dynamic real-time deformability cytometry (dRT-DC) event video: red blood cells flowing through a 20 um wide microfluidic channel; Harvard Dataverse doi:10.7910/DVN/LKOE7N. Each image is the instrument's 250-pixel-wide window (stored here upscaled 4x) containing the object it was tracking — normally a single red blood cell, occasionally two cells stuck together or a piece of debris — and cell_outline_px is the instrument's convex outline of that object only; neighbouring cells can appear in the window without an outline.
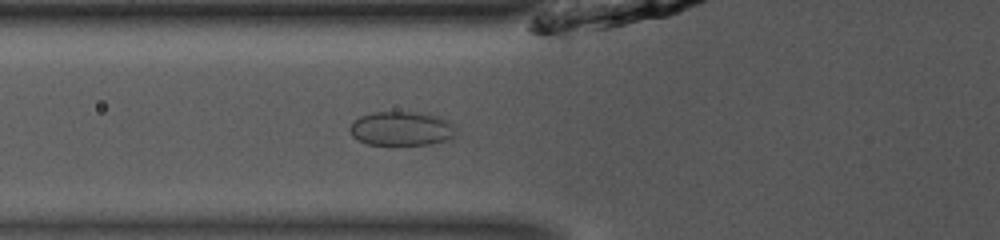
{"species": "common noctule bat (a hibernating species)", "species_latin": "Nyctalus noctula", "temperature_condition": "room temperature", "stored_images_in_passage": 35, "camera_frame_rate_fps": 3000, "um_per_image_px": 0.085, "animal": {"sex": "male", "body_mass_g": 13.0, "forearm_length_mm": 53.1}, "frame": {"image": 1, "passage_image": 4, "time_ms": 1.0, "image_size_px": [1000, 240], "cell_outline_px": [[456, 128], [452, 140], [428, 144], [368, 144], [352, 136], [348, 128], [360, 116], [372, 112], [412, 112], [440, 116], [448, 120]], "centroid_in_image_um": [34.16, 10.92], "position_along_channel_um": 91.6, "area_um2": 21.04}}
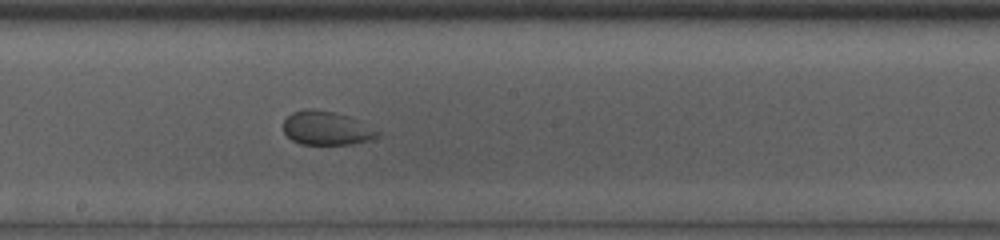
{"frame": {"image": 2, "passage_image": 14, "time_ms": 4.333, "image_size_px": [1000, 240], "cell_outline_px": [[380, 132], [376, 136], [368, 140], [352, 144], [300, 144], [292, 140], [284, 132], [284, 120], [292, 112], [308, 108], [332, 112], [348, 116]], "centroid_in_image_um": [27.69, 10.9], "position_along_channel_um": 220.5, "area_um2": 18.09}}
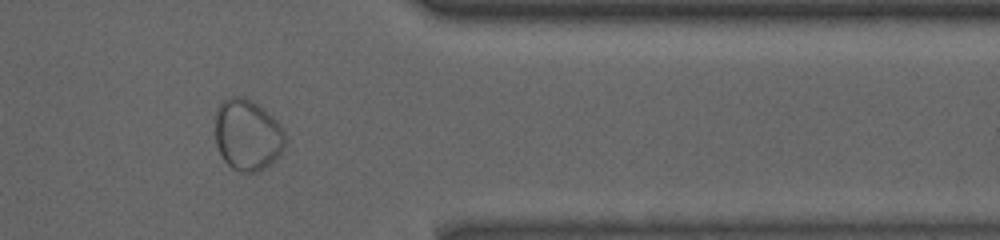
{"frame": {"image": 3, "passage_image": 28, "time_ms": 9.0, "image_size_px": [1000, 240], "cell_outline_px": [[288, 140], [284, 148], [276, 160], [256, 172], [240, 172], [232, 168], [224, 160], [216, 144], [216, 108], [224, 100], [232, 96], [240, 96], [252, 100], [260, 104], [284, 128]], "centroid_in_image_um": [21.08, 11.45], "position_along_channel_um": 390.3, "area_um2": 29.42}}